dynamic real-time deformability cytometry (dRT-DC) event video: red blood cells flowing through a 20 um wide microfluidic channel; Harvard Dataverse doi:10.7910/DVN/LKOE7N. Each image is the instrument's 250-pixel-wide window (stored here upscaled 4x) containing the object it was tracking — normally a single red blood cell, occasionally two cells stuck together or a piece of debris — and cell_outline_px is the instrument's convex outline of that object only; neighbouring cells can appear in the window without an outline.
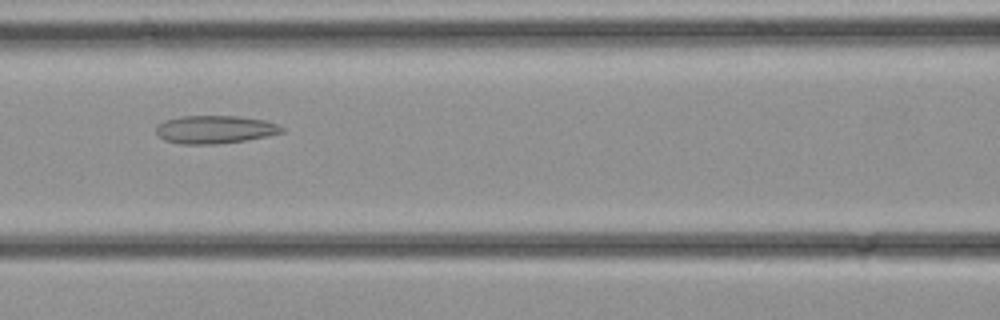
{"species": "common noctule bat (a hibernating species)", "species_latin": "Nyctalus noctula", "temperature_condition": "cold", "stored_images_in_passage": 31, "camera_frame_rate_fps": 3000, "um_per_image_px": 0.085, "animal": {"sex": "female", "body_mass_g": 21.9}, "frame": {"image": 1, "passage_image": 11, "time_ms": 3.333, "image_size_px": [1000, 320], "cell_outline_px": [[284, 132], [268, 136], [244, 140], [216, 144], [180, 144], [164, 140], [156, 132], [156, 124], [164, 120], [180, 116], [240, 116], [264, 120], [276, 124], [284, 128]], "centroid_in_image_um": [18.24, 11.0], "position_along_channel_um": 148.4, "area_um2": 20.58}}
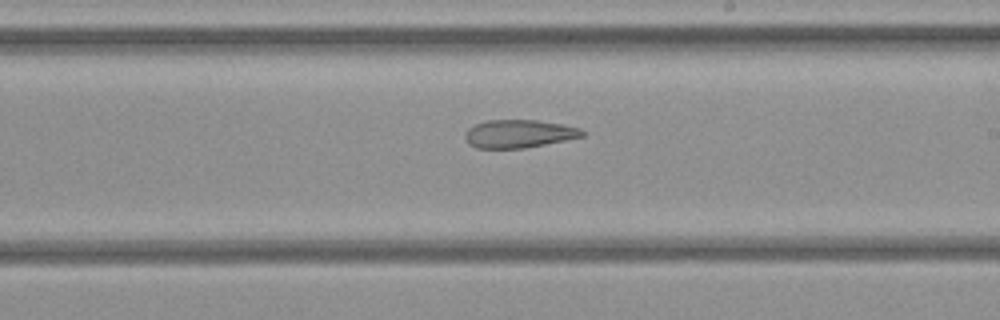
{"frame": {"image": 2, "passage_image": 16, "time_ms": 5.0, "image_size_px": [1000, 320], "cell_outline_px": [[588, 132], [584, 136], [524, 148], [476, 148], [468, 144], [464, 136], [468, 128], [476, 124], [488, 120], [536, 120], [560, 124], [580, 128]], "centroid_in_image_um": [44.1, 11.37], "position_along_channel_um": 244.9, "area_um2": 19.07}}
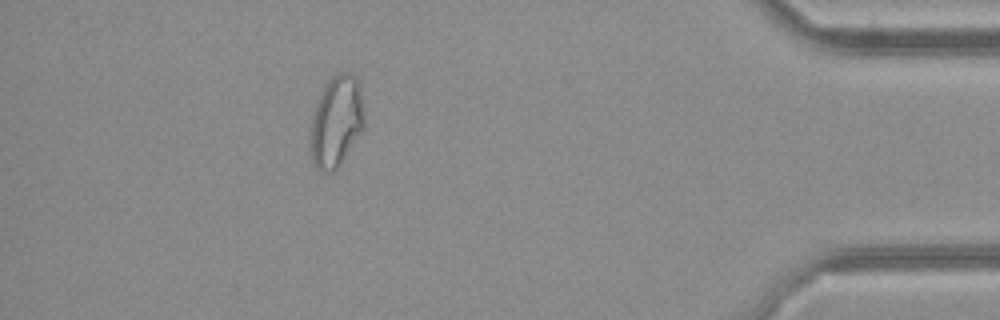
{"frame": {"image": 3, "passage_image": 27, "time_ms": 8.667, "image_size_px": [1000, 320], "cell_outline_px": [[364, 128], [336, 172], [320, 172], [316, 168], [312, 160], [312, 120], [316, 100], [320, 92], [328, 80], [332, 76], [340, 72], [348, 72], [356, 76], [360, 84], [364, 112]], "centroid_in_image_um": [28.62, 10.31], "position_along_channel_um": 406.6, "area_um2": 28.84}}